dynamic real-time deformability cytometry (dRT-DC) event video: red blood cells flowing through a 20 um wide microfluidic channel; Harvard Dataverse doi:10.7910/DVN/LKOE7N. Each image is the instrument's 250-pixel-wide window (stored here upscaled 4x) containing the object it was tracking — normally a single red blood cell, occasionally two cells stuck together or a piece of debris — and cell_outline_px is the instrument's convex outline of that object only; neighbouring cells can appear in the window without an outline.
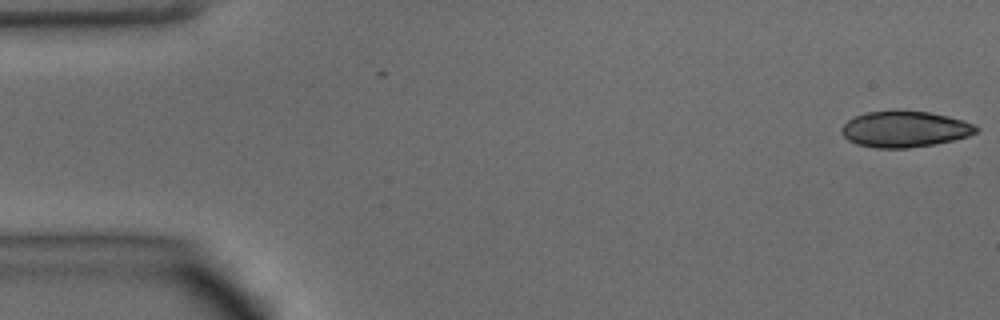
{"species": "common noctule bat (a hibernating species)", "species_latin": "Nyctalus noctula", "temperature_condition": "warm", "stored_images_in_passage": 32, "camera_frame_rate_fps": 3000, "um_per_image_px": 0.085, "animal": {"sex": "male", "body_mass_g": 15.6}, "frame": {"image": 1, "passage_image": 1, "time_ms": 0.0, "image_size_px": [1000, 320], "cell_outline_px": [[980, 132], [968, 136], [936, 144], [908, 148], [876, 148], [856, 144], [848, 140], [840, 132], [840, 128], [848, 120], [864, 112], [892, 108], [900, 108], [928, 112], [948, 116], [964, 120], [976, 124], [980, 128]], "centroid_in_image_um": [76.91, 10.94], "position_along_channel_um": 8.1, "area_um2": 29.25}}
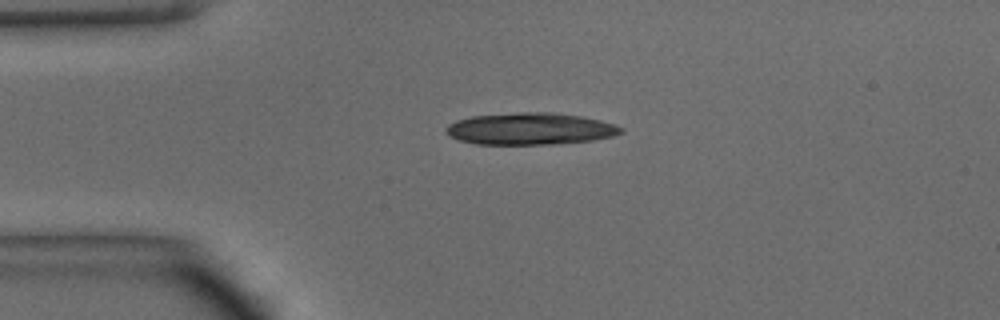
{"frame": {"image": 2, "passage_image": 11, "time_ms": 3.333, "image_size_px": [1000, 320], "cell_outline_px": [[624, 132], [612, 136], [592, 140], [552, 144], [476, 144], [460, 140], [448, 136], [444, 132], [444, 128], [448, 124], [456, 120], [472, 116], [520, 112], [552, 112], [580, 116], [600, 120], [616, 124], [624, 128]], "centroid_in_image_um": [45.05, 10.94], "position_along_channel_um": 40.0, "area_um2": 32.66}}